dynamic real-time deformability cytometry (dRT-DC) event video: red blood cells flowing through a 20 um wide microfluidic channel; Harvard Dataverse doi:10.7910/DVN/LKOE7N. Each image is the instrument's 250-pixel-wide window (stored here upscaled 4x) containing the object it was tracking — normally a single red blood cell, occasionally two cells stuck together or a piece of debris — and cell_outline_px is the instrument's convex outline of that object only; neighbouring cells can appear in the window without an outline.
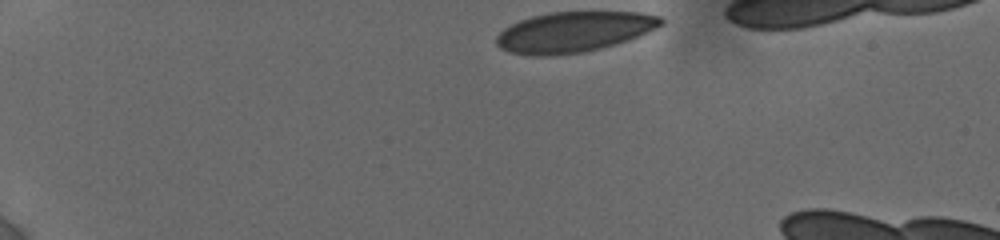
{"species": "human", "species_latin": "Homo sapiens", "temperature_condition": "cold", "stored_images_in_passage": 6, "camera_frame_rate_fps": 3000, "um_per_image_px": 0.085, "donor": {"sex": "female"}, "frame": {"image": 1, "passage_image": 1, "time_ms": 0.0, "image_size_px": [1000, 240], "cell_outline_px": [[664, 24], [648, 32], [628, 40], [600, 48], [580, 52], [556, 56], [532, 56], [508, 52], [500, 48], [496, 44], [496, 36], [504, 28], [520, 20], [532, 16], [552, 12], [640, 12], [660, 16], [664, 20]], "centroid_in_image_um": [48.77, 2.72], "position_along_channel_um": 36.2, "area_um2": 38.84}}
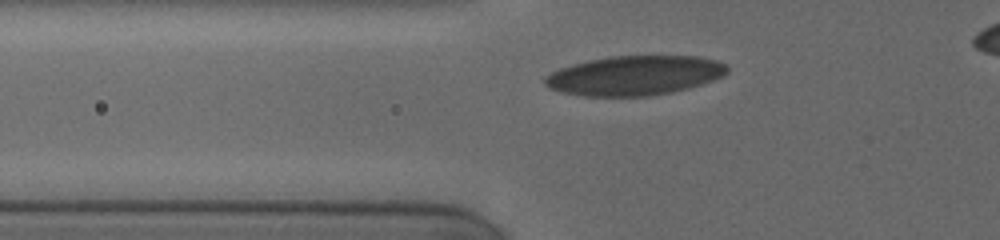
{"frame": {"image": 2, "passage_image": 5, "time_ms": 3.0, "image_size_px": [1000, 240], "cell_outline_px": [[728, 72], [724, 76], [688, 88], [672, 92], [648, 96], [584, 96], [564, 92], [548, 88], [544, 84], [544, 76], [560, 68], [572, 64], [588, 60], [612, 56], [700, 56], [716, 60], [724, 64], [728, 68]], "centroid_in_image_um": [53.93, 6.41], "position_along_channel_um": 71.9, "area_um2": 41.96}}